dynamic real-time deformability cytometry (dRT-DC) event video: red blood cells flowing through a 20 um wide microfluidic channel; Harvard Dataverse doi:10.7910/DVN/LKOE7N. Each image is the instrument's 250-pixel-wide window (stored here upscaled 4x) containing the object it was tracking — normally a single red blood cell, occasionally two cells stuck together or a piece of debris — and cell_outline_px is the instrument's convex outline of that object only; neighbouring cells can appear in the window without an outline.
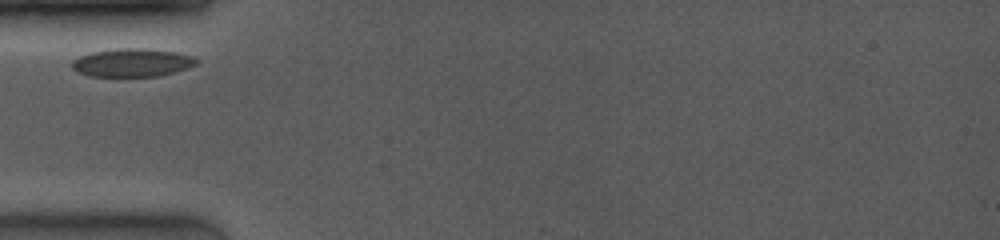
{"species": "common noctule bat (a hibernating species)", "species_latin": "Nyctalus noctula", "temperature_condition": "room temperature", "stored_images_in_passage": 15, "camera_frame_rate_fps": 4000, "um_per_image_px": 0.085, "animal": {"sex": "female", "body_mass_g": 19.0, "forearm_length_mm": 53.3}, "frame": {"image": 1, "passage_image": 1, "time_ms": 0.0, "image_size_px": [1000, 240], "cell_outline_px": [[200, 60], [196, 64], [188, 68], [156, 76], [88, 76], [76, 72], [72, 68], [72, 60], [80, 56], [92, 52], [116, 48], [144, 48], [176, 52], [196, 56]], "centroid_in_image_um": [11.24, 5.31], "position_along_channel_um": 73.8, "area_um2": 20.58}}
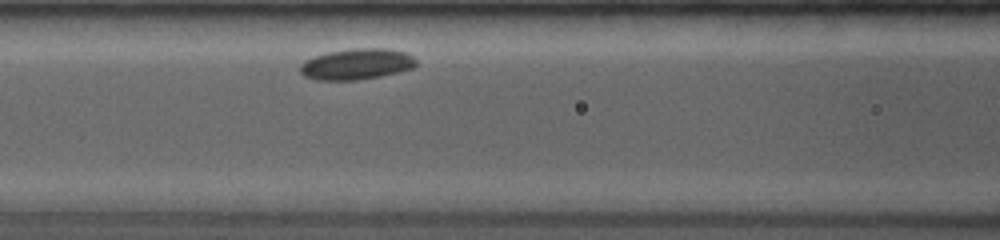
{"frame": {"image": 2, "passage_image": 10, "time_ms": 1.75, "image_size_px": [1000, 240], "cell_outline_px": [[416, 64], [412, 68], [380, 76], [356, 80], [316, 80], [304, 76], [300, 72], [300, 64], [304, 60], [328, 52], [352, 48], [388, 48], [404, 52], [412, 56], [416, 60]], "centroid_in_image_um": [30.28, 5.44], "position_along_channel_um": 136.3, "area_um2": 20.87}}
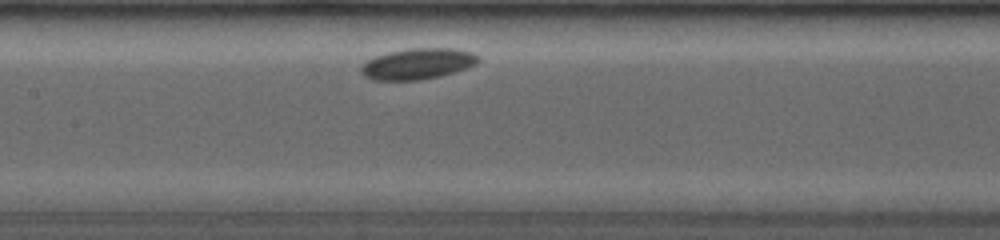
{"frame": {"image": 3, "passage_image": 14, "time_ms": 2.75, "image_size_px": [1000, 240], "cell_outline_px": [[480, 60], [476, 64], [468, 68], [440, 76], [420, 80], [372, 80], [364, 76], [360, 72], [360, 68], [368, 60], [376, 56], [388, 52], [408, 48], [456, 48], [472, 52], [480, 56]], "centroid_in_image_um": [35.53, 5.42], "position_along_channel_um": 171.9, "area_um2": 21.33}}